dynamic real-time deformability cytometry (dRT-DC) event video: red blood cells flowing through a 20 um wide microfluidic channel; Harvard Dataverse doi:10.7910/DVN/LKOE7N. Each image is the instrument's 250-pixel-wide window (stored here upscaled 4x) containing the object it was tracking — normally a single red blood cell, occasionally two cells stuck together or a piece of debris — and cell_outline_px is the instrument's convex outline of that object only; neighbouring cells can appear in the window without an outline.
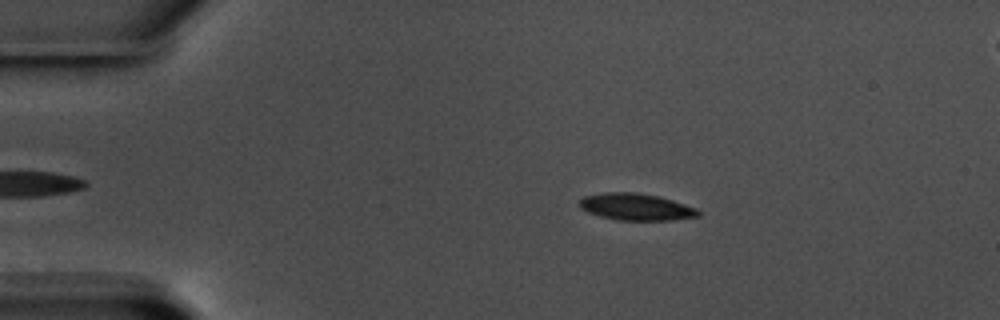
{"species": "common noctule bat (a hibernating species)", "species_latin": "Nyctalus noctula", "temperature_condition": "warm", "stored_images_in_passage": 45, "camera_frame_rate_fps": 3000, "um_per_image_px": 0.085, "animal": {"sex": "male", "body_mass_g": 17.5, "forearm_length_mm": 52.3}, "frame": {"image": 1, "passage_image": 7, "time_ms": 2.0, "image_size_px": [1000, 320], "cell_outline_px": [[700, 216], [672, 220], [620, 220], [600, 216], [588, 212], [580, 208], [580, 200], [584, 196], [604, 192], [636, 192], [660, 196], [696, 208], [700, 212]], "centroid_in_image_um": [54.07, 17.58], "position_along_channel_um": 30.9, "area_um2": 18.55}}
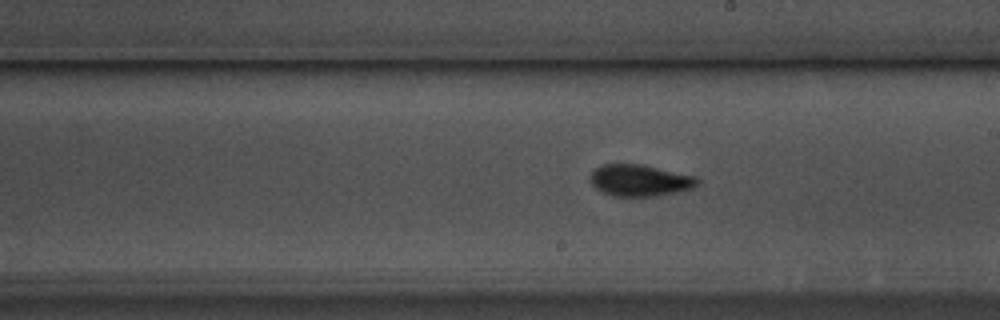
{"frame": {"image": 2, "passage_image": 29, "time_ms": 9.333, "image_size_px": [1000, 320], "cell_outline_px": [[700, 184], [692, 188], [676, 192], [656, 196], [612, 196], [600, 192], [592, 184], [592, 172], [596, 168], [604, 164], [640, 164], [696, 176], [700, 180]], "centroid_in_image_um": [54.41, 15.34], "position_along_channel_um": 234.6, "area_um2": 19.65}}
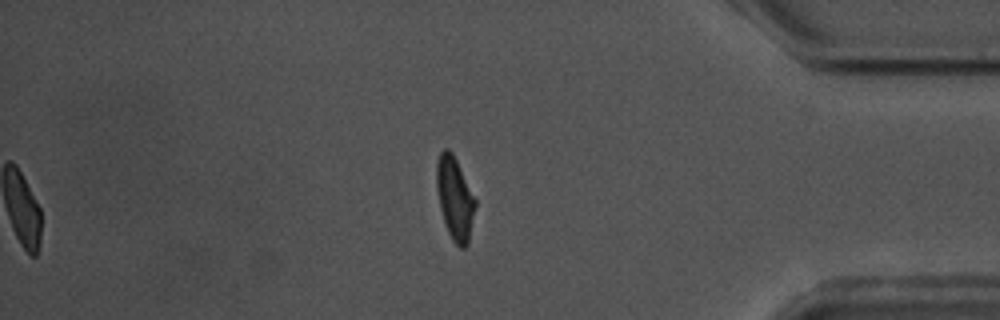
{"frame": {"image": 3, "passage_image": 45, "time_ms": 14.667, "image_size_px": [1000, 320], "cell_outline_px": [[476, 204], [468, 244], [464, 248], [460, 248], [452, 240], [444, 224], [440, 208], [436, 188], [436, 164], [440, 152], [444, 148], [448, 148], [452, 152], [476, 200]], "centroid_in_image_um": [38.64, 16.87], "position_along_channel_um": 396.6, "area_um2": 18.67}, "authors_computed_cell_mechanics": {"area_um2": 19.074, "velocity_mm_per_s": 3.5615, "shape_relaxation_time_tau1_ms": 3.3471, "shape_relaxation_time_tau2_ms": 2.1062, "deformation_change_tau1": 0.1507, "deformation_change_tau2": 0.0763}}